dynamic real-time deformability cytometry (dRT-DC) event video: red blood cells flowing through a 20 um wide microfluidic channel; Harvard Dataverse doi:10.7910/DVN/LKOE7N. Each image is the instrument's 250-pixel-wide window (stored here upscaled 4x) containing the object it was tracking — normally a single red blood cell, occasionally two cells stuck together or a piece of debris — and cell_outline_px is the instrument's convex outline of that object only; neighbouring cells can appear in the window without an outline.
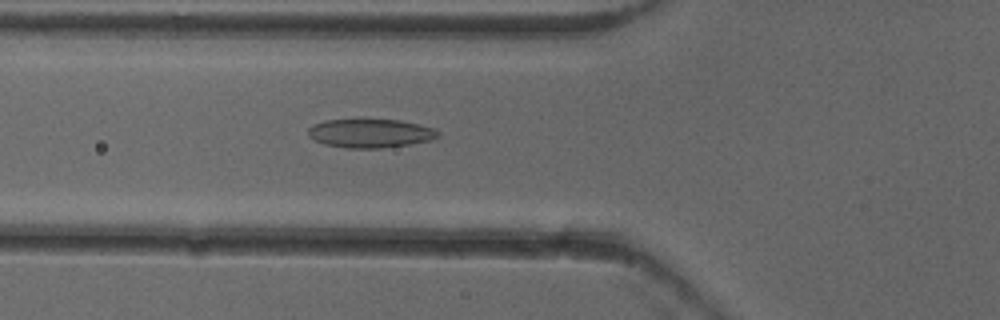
{"species": "common noctule bat (a hibernating species)", "species_latin": "Nyctalus noctula", "temperature_condition": "cold", "stored_images_in_passage": 52, "camera_frame_rate_fps": 3000, "um_per_image_px": 0.085, "animal": {"sex": "female"}, "frame": {"image": 1, "passage_image": 19, "time_ms": 6.0, "image_size_px": [1000, 320], "cell_outline_px": [[440, 136], [432, 140], [384, 148], [344, 148], [324, 144], [308, 136], [308, 128], [324, 120], [400, 120], [436, 128], [440, 132]], "centroid_in_image_um": [31.52, 11.34], "position_along_channel_um": 94.3, "area_um2": 21.73}}
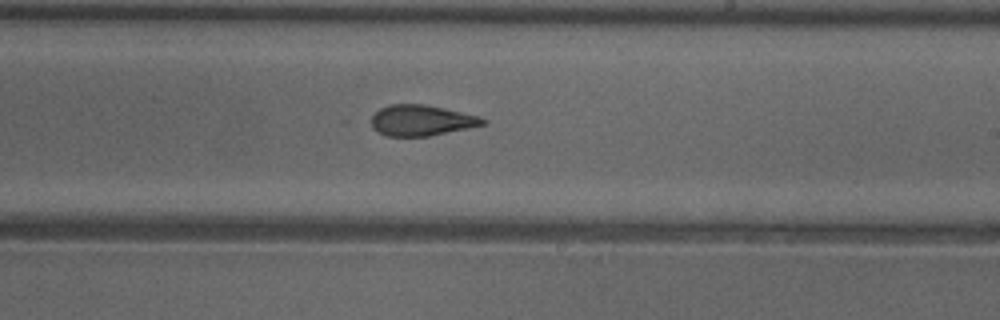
{"frame": {"image": 2, "passage_image": 31, "time_ms": 10.0, "image_size_px": [1000, 320], "cell_outline_px": [[488, 120], [484, 124], [468, 128], [428, 136], [388, 136], [372, 128], [372, 116], [380, 108], [388, 104], [424, 104], [444, 108], [480, 116]], "centroid_in_image_um": [35.83, 10.22], "position_along_channel_um": 253.2, "area_um2": 19.88}}
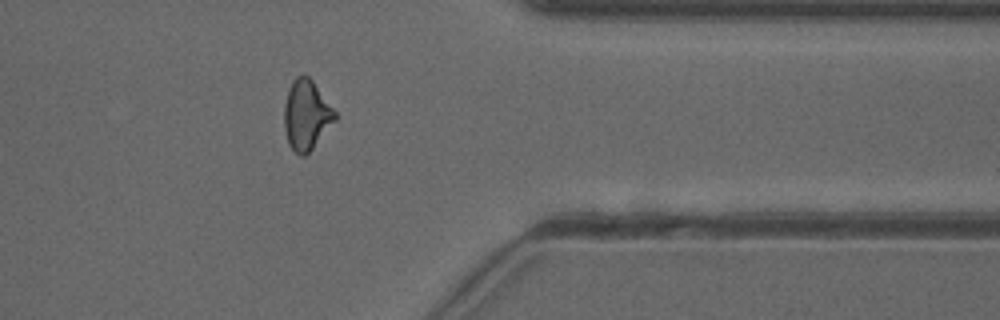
{"frame": {"image": 3, "passage_image": 42, "time_ms": 13.667, "image_size_px": [1000, 320], "cell_outline_px": [[336, 120], [312, 148], [304, 156], [300, 156], [288, 144], [284, 128], [284, 104], [288, 88], [292, 80], [296, 76], [308, 76], [312, 80], [336, 112]], "centroid_in_image_um": [26.02, 9.76], "position_along_channel_um": 385.4, "area_um2": 20.52}, "authors_computed_cell_mechanics": {"area_um2": 20.6346, "velocity_mm_per_s": 3.9557, "shape_relaxation_time_tau1_ms": 5.4196, "shape_relaxation_time_tau2_ms": 2.6008, "deformation_change_tau1": 0.1353, "deformation_change_tau2": 0.0994}}